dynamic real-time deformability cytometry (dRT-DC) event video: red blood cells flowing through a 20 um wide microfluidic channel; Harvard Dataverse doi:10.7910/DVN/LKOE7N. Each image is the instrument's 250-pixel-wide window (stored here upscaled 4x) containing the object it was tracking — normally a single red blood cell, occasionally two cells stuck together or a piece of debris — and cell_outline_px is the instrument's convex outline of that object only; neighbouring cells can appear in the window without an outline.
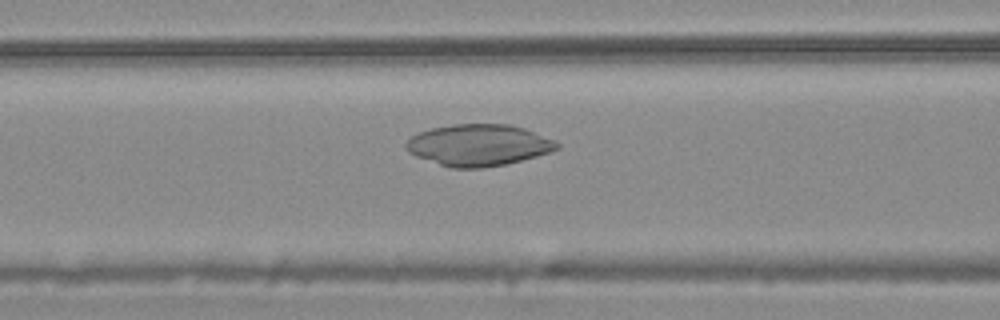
{"species": "common noctule bat (a hibernating species)", "species_latin": "Nyctalus noctula", "temperature_condition": "warm", "stored_images_in_passage": 54, "camera_frame_rate_fps": 3000, "um_per_image_px": 0.085, "animal": {"sex": "male", "body_mass_g": 20.4}, "frame": {"image": 1, "passage_image": 22, "time_ms": 7.0, "image_size_px": [1000, 320], "cell_outline_px": [[560, 148], [552, 152], [504, 164], [484, 168], [448, 168], [416, 156], [408, 152], [404, 144], [412, 136], [420, 132], [432, 128], [452, 124], [508, 124], [524, 128], [556, 140], [560, 144]], "centroid_in_image_um": [40.69, 12.33], "position_along_channel_um": 125.9, "area_um2": 36.65}}
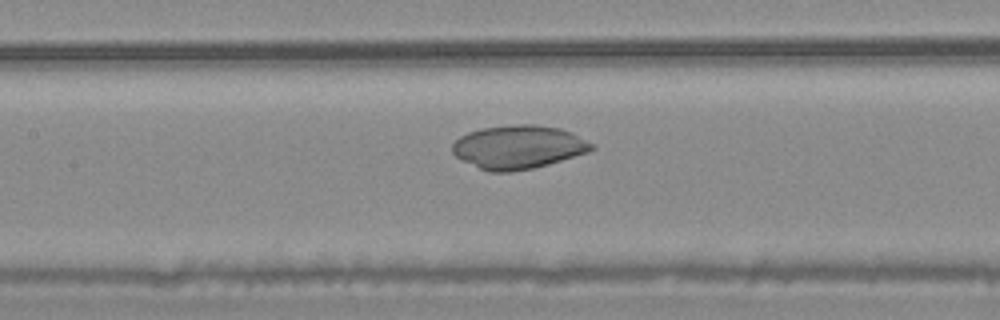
{"frame": {"image": 2, "passage_image": 25, "time_ms": 8.0, "image_size_px": [1000, 320], "cell_outline_px": [[596, 148], [588, 152], [548, 164], [532, 168], [512, 172], [488, 172], [460, 160], [452, 152], [452, 144], [460, 136], [468, 132], [480, 128], [516, 124], [532, 124], [560, 128], [572, 132], [596, 144]], "centroid_in_image_um": [44.06, 12.5], "position_along_channel_um": 163.3, "area_um2": 35.6}}
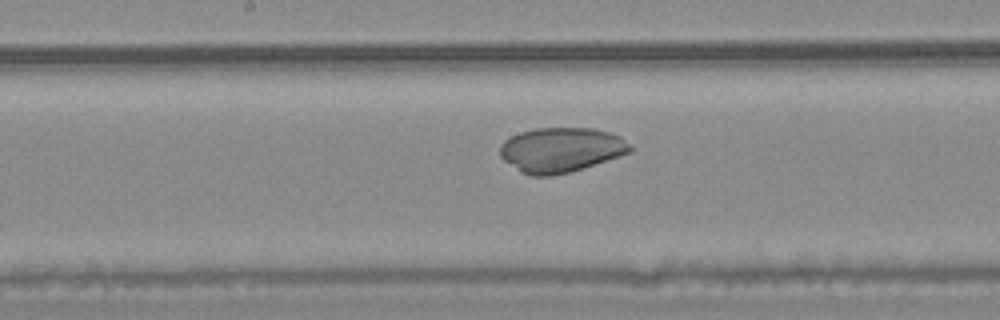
{"frame": {"image": 3, "passage_image": 28, "time_ms": 9.0, "image_size_px": [1000, 320], "cell_outline_px": [[632, 152], [584, 168], [552, 176], [528, 176], [520, 172], [504, 160], [500, 156], [500, 144], [504, 140], [520, 132], [536, 128], [592, 128], [608, 132], [620, 136], [632, 148]], "centroid_in_image_um": [47.66, 12.74], "position_along_channel_um": 200.5, "area_um2": 33.99}}